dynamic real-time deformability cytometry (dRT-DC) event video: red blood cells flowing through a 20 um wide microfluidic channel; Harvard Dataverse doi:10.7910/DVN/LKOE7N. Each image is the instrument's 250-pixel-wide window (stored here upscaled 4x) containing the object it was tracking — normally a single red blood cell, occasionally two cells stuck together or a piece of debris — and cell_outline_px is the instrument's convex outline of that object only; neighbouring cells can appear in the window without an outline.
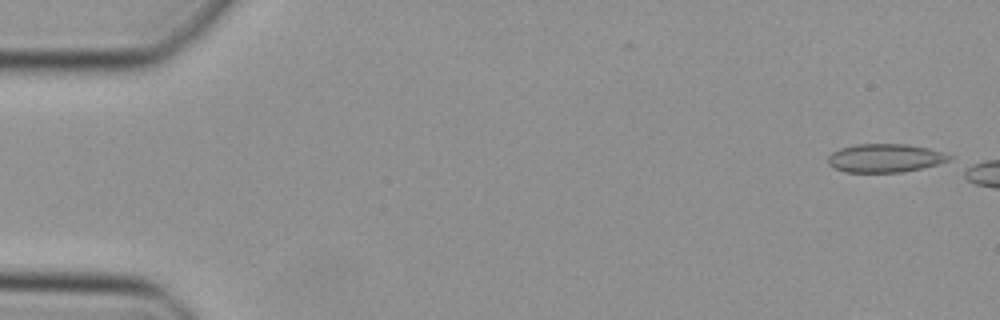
{"species": "Egyptian fruit bat (a non-hibernating species)", "species_latin": "Rousettus aegyptiacus", "temperature_condition": "cold", "stored_images_in_passage": 10, "camera_frame_rate_fps": 3000, "um_per_image_px": 0.085, "animal": {"sex": "female"}, "frame": {"image": 1, "passage_image": 1, "time_ms": 0.0, "image_size_px": [1000, 320], "cell_outline_px": [[952, 156], [948, 160], [924, 168], [904, 172], [848, 172], [836, 168], [828, 164], [828, 156], [832, 152], [840, 148], [856, 144], [908, 144], [928, 148], [944, 152]], "centroid_in_image_um": [75.23, 13.43], "position_along_channel_um": 9.8, "area_um2": 20.06}}